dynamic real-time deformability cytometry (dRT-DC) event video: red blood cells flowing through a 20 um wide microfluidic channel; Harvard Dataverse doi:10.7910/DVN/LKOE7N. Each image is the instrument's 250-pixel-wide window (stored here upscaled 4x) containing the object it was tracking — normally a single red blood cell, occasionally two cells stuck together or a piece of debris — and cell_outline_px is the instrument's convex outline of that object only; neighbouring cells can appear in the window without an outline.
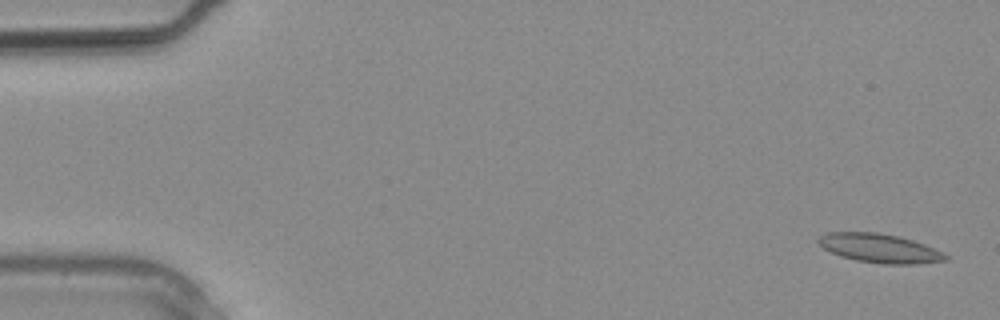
{"species": "common noctule bat (a hibernating species)", "species_latin": "Nyctalus noctula", "temperature_condition": "warm", "stored_images_in_passage": 14, "camera_frame_rate_fps": 3000, "um_per_image_px": 0.085, "animal": {"sex": "male", "body_mass_g": 20.4}, "frame": {"image": 1, "passage_image": 1, "time_ms": 0.0, "image_size_px": [1000, 320], "cell_outline_px": [[948, 260], [916, 264], [884, 264], [856, 260], [840, 256], [824, 248], [816, 240], [820, 236], [828, 232], [876, 232], [900, 236], [924, 244], [944, 252], [948, 256]], "centroid_in_image_um": [74.79, 21.1], "position_along_channel_um": 10.2, "area_um2": 21.44}}
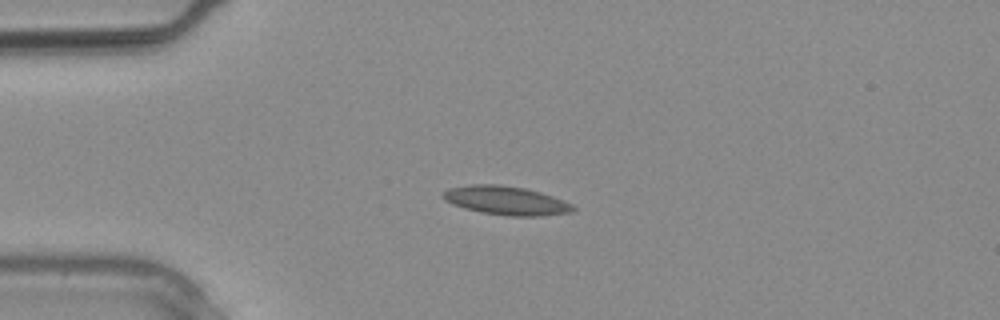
{"frame": {"image": 2, "passage_image": 7, "time_ms": 2.0, "image_size_px": [1000, 320], "cell_outline_px": [[576, 208], [572, 212], [540, 216], [508, 216], [480, 212], [464, 208], [452, 204], [444, 200], [440, 196], [440, 192], [448, 188], [472, 184], [500, 184], [524, 188], [540, 192], [564, 200], [572, 204]], "centroid_in_image_um": [42.97, 17.04], "position_along_channel_um": 42.0, "area_um2": 22.02}}